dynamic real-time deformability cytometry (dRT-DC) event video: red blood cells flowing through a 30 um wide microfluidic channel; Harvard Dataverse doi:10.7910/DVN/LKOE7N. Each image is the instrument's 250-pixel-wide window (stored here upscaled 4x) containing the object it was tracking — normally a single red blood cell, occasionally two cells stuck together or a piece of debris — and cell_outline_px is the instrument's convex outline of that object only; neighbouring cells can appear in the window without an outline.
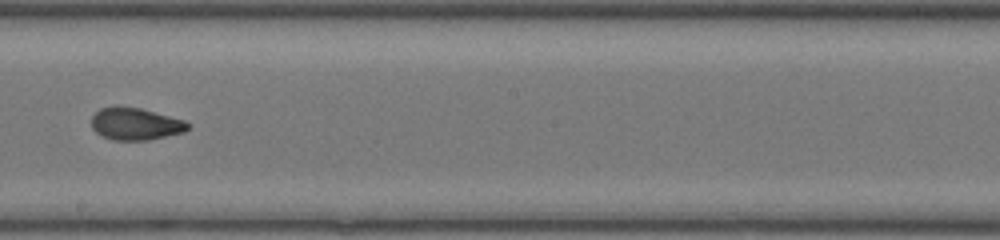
{"species": "common noctule bat (a hibernating species)", "species_latin": "Nyctalus noctula", "temperature_condition": "room temperature", "stored_images_in_passage": 18, "camera_frame_rate_fps": 3000, "um_per_image_px": 0.085, "animal": {"sex": "female", "body_mass_g": 20.0, "forearm_length_mm": 54.0}, "frame": {"image": 1, "passage_image": 13, "time_ms": 4.0, "image_size_px": [1000, 240], "cell_outline_px": [[192, 124], [184, 132], [148, 140], [112, 140], [96, 132], [92, 128], [92, 116], [100, 108], [116, 104], [140, 108], [184, 120]], "centroid_in_image_um": [11.5, 10.51], "position_along_channel_um": 236.7, "area_um2": 18.26}}